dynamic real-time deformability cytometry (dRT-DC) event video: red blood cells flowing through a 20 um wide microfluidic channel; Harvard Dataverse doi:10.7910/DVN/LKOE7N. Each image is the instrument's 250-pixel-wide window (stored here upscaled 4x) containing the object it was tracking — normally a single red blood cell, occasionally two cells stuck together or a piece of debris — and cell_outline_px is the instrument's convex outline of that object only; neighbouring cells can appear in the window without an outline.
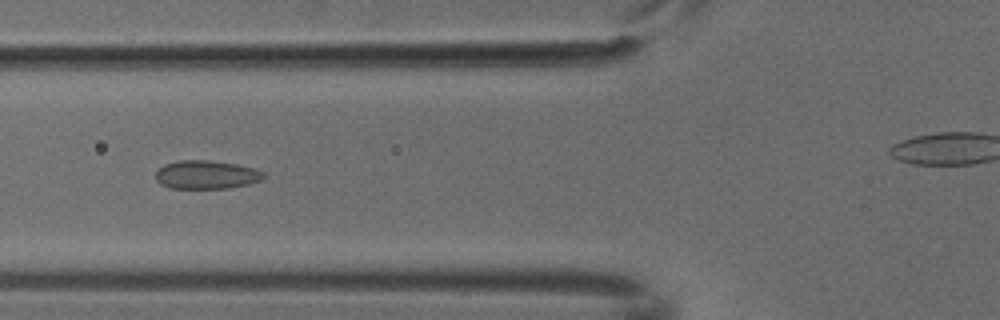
{"species": "common noctule bat (a hibernating species)", "species_latin": "Nyctalus noctula", "temperature_condition": "cold", "stored_images_in_passage": 5, "camera_frame_rate_fps": 3000, "um_per_image_px": 0.085, "animal": {"sex": "male", "body_mass_g": 18.8}, "frame": {"image": 1, "passage_image": 5, "time_ms": 1.333, "image_size_px": [1000, 320], "cell_outline_px": [[264, 176], [260, 180], [248, 184], [228, 188], [168, 188], [160, 184], [156, 180], [156, 172], [164, 164], [180, 160], [208, 160], [236, 164], [256, 168], [264, 172]], "centroid_in_image_um": [17.53, 14.85], "position_along_channel_um": 108.3, "area_um2": 17.92}}